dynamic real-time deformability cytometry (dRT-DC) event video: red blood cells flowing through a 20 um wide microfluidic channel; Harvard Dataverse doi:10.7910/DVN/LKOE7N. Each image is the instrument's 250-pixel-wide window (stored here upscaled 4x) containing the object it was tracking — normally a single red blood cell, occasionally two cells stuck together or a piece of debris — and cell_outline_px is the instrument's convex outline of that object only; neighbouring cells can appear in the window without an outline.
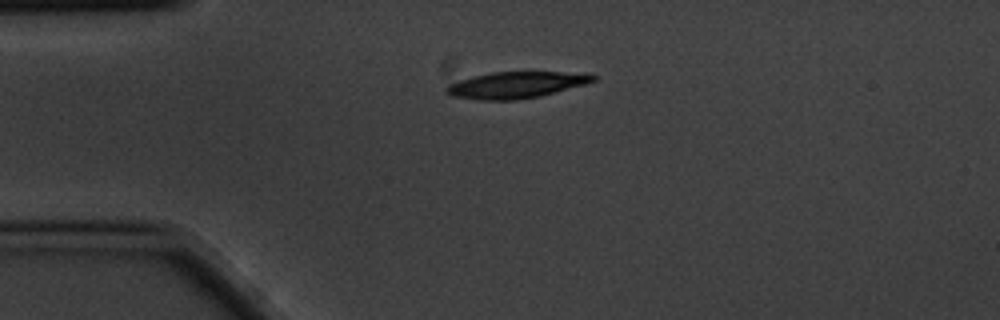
{"species": "common noctule bat (a hibernating species)", "species_latin": "Nyctalus noctula", "temperature_condition": "cold", "stored_images_in_passage": 2, "camera_frame_rate_fps": 3000, "um_per_image_px": 0.085, "animal": {"sex": "male", "body_mass_g": 20.1, "forearm_length_mm": 53.5}, "frame": {"image": 1, "passage_image": 1, "time_ms": 0.0, "image_size_px": [1000, 320], "cell_outline_px": [[596, 80], [584, 84], [540, 96], [516, 100], [480, 100], [452, 96], [444, 92], [444, 88], [448, 84], [472, 76], [492, 72], [592, 72], [596, 76]], "centroid_in_image_um": [43.87, 7.21], "position_along_channel_um": 41.1, "area_um2": 22.77}}